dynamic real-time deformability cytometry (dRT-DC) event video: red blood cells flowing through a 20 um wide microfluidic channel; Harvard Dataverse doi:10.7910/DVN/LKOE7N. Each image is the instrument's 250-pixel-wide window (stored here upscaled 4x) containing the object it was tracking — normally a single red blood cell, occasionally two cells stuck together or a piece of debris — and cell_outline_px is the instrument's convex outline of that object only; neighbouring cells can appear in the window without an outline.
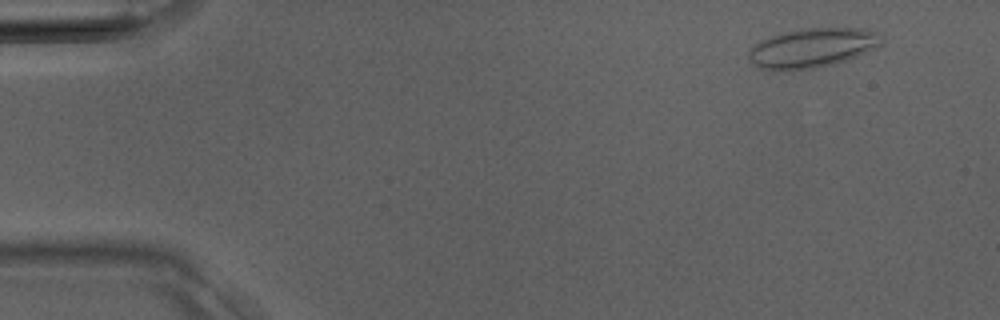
{"species": "Egyptian fruit bat (a non-hibernating species)", "species_latin": "Rousettus aegyptiacus", "temperature_condition": "room temperature", "stored_images_in_passage": 37, "camera_frame_rate_fps": 3000, "um_per_image_px": 0.085, "animal": {"sex": "male"}, "frame": {"image": 1, "passage_image": 3, "time_ms": 0.667, "image_size_px": [1000, 320], "cell_outline_px": [[884, 44], [876, 48], [848, 60], [816, 68], [772, 72], [760, 68], [752, 64], [748, 56], [748, 52], [760, 40], [784, 32], [800, 28], [860, 28], [880, 32], [884, 36]], "centroid_in_image_um": [69.08, 4.08], "position_along_channel_um": 15.9, "area_um2": 31.1}}
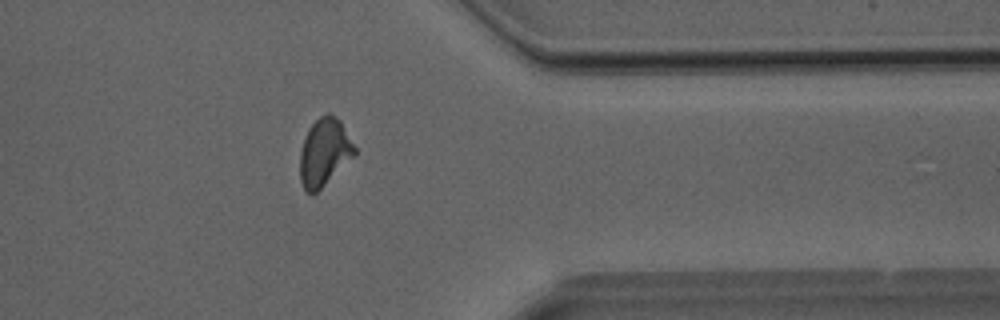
{"frame": {"image": 2, "passage_image": 30, "time_ms": 9.667, "image_size_px": [1000, 320], "cell_outline_px": [[356, 152], [312, 196], [304, 188], [300, 180], [300, 152], [308, 128], [320, 116], [328, 112], [340, 120], [356, 148]], "centroid_in_image_um": [27.54, 12.91], "position_along_channel_um": 383.9, "area_um2": 20.92}}
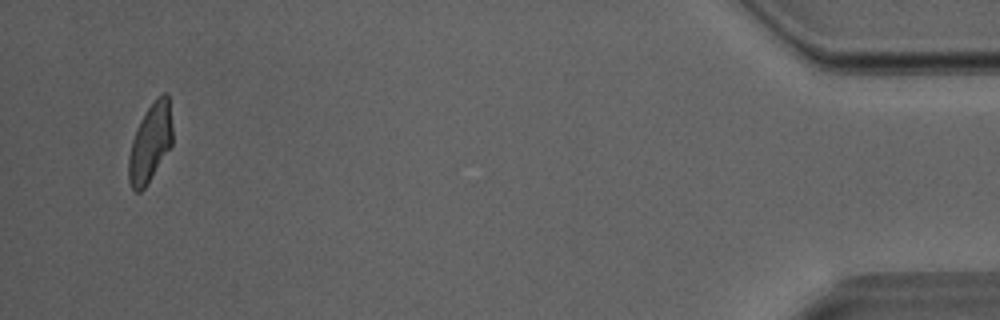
{"frame": {"image": 3, "passage_image": 36, "time_ms": 11.667, "image_size_px": [1000, 320], "cell_outline_px": [[172, 144], [144, 188], [140, 192], [136, 192], [132, 188], [128, 180], [128, 156], [132, 140], [140, 120], [156, 96], [164, 92], [168, 92], [172, 128]], "centroid_in_image_um": [12.76, 12.11], "position_along_channel_um": 422.4, "area_um2": 19.88}}